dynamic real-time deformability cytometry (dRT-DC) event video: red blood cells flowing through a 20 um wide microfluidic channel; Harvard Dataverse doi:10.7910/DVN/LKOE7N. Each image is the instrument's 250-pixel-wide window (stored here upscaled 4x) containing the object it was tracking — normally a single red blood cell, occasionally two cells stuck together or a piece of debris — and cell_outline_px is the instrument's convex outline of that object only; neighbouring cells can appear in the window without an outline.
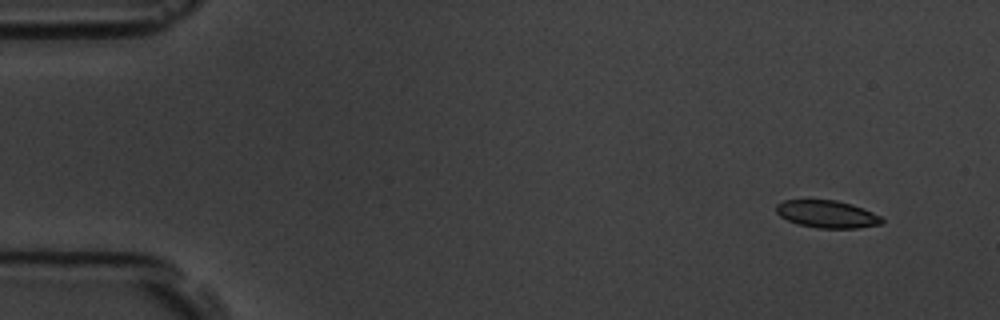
{"species": "common noctule bat (a hibernating species)", "species_latin": "Nyctalus noctula", "temperature_condition": "room temperature", "stored_images_in_passage": 7, "camera_frame_rate_fps": 3000, "um_per_image_px": 0.085, "animal": {"sex": "male", "body_mass_g": 19.5, "forearm_length_mm": 54.6}, "frame": {"image": 1, "passage_image": 2, "time_ms": 1.333, "image_size_px": [1000, 320], "cell_outline_px": [[884, 220], [880, 224], [856, 228], [820, 228], [800, 224], [788, 220], [780, 216], [776, 212], [776, 204], [784, 200], [836, 200], [852, 204], [872, 212], [880, 216]], "centroid_in_image_um": [70.29, 18.19], "position_along_channel_um": 14.7, "area_um2": 16.7}}
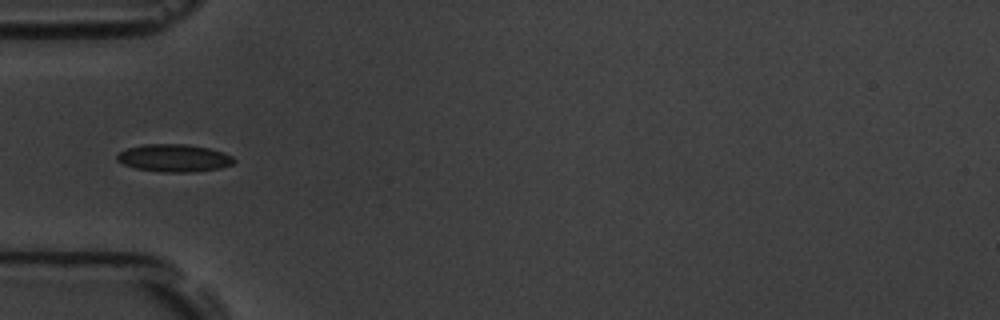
{"frame": {"image": 2, "passage_image": 6, "time_ms": 6.0, "image_size_px": [1000, 320], "cell_outline_px": [[236, 160], [232, 164], [220, 168], [196, 172], [164, 172], [136, 168], [124, 164], [116, 160], [116, 156], [120, 152], [128, 148], [144, 144], [188, 144], [208, 148], [224, 152], [232, 156]], "centroid_in_image_um": [14.82, 13.43], "position_along_channel_um": 70.2, "area_um2": 18.79}}
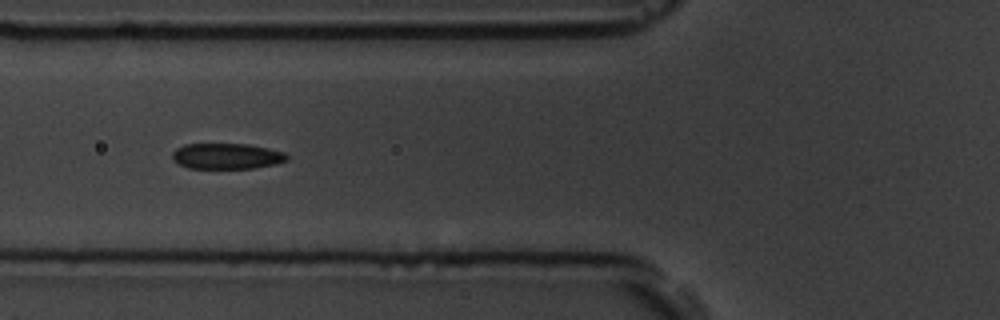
{"frame": {"image": 3, "passage_image": 7, "time_ms": 7.0, "image_size_px": [1000, 320], "cell_outline_px": [[288, 160], [276, 164], [252, 168], [188, 168], [172, 160], [172, 152], [176, 148], [184, 144], [248, 144], [268, 148], [284, 152], [288, 156]], "centroid_in_image_um": [19.26, 13.27], "position_along_channel_um": 106.5, "area_um2": 17.22}}